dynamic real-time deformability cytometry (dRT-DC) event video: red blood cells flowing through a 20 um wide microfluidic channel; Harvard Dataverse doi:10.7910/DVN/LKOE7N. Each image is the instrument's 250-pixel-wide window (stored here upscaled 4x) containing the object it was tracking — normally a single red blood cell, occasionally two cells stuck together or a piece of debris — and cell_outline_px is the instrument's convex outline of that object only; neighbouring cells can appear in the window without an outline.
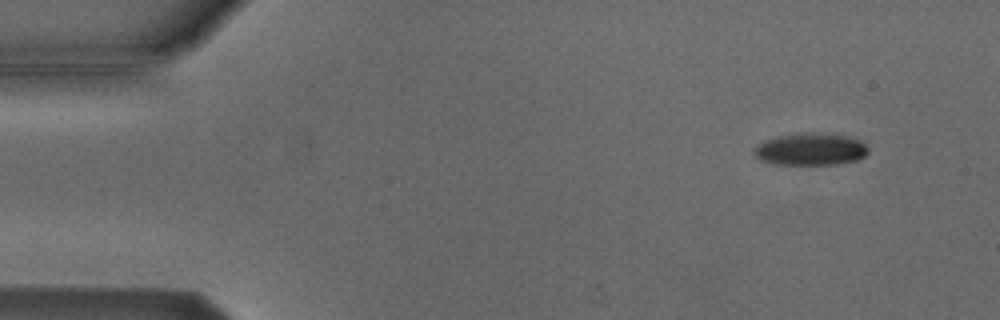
{"species": "Egyptian fruit bat (a non-hibernating species)", "species_latin": "Rousettus aegyptiacus", "temperature_condition": "cold", "stored_images_in_passage": 4, "camera_frame_rate_fps": 3000, "um_per_image_px": 0.085, "animal": {"sex": "male"}, "frame": {"image": 1, "passage_image": 1, "time_ms": 0.0, "image_size_px": [1000, 320], "cell_outline_px": [[868, 152], [864, 156], [856, 160], [836, 164], [776, 164], [760, 160], [756, 156], [752, 148], [764, 140], [780, 136], [812, 132], [848, 136], [860, 140], [868, 148]], "centroid_in_image_um": [68.89, 12.68], "position_along_channel_um": 16.1, "area_um2": 21.21}}
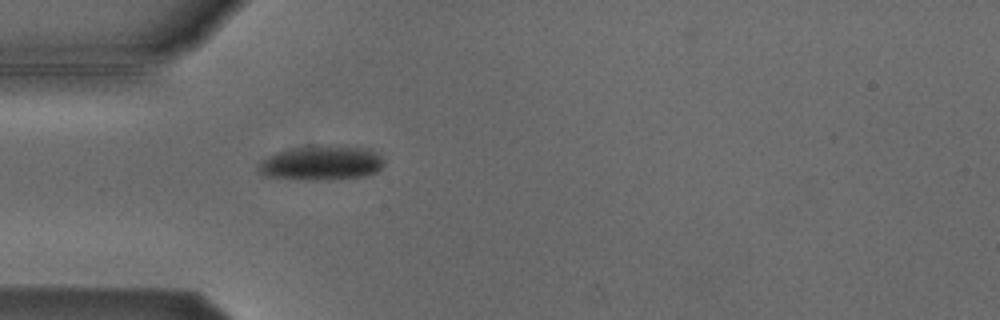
{"frame": {"image": 2, "passage_image": 4, "time_ms": 3.667, "image_size_px": [1000, 320], "cell_outline_px": [[384, 164], [376, 172], [364, 176], [332, 180], [300, 180], [264, 176], [256, 168], [260, 160], [276, 152], [296, 148], [364, 148], [380, 156], [384, 160]], "centroid_in_image_um": [27.24, 13.92], "position_along_channel_um": 57.8, "area_um2": 24.51}}